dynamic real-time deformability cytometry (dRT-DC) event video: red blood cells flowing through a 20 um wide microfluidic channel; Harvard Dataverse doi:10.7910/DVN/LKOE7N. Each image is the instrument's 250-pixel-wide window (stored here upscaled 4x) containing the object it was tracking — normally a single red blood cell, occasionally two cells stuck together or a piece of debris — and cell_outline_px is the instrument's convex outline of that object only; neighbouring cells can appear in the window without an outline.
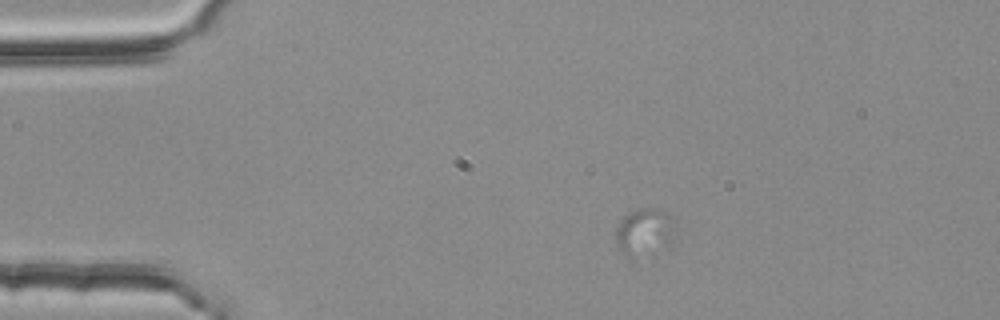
{"species": "common noctule bat (a hibernating species)", "species_latin": "Nyctalus noctula", "temperature_condition": "room temperature", "stored_images_in_passage": 53, "camera_frame_rate_fps": 3000, "um_per_image_px": 0.085, "animal": {"sex": "female", "body_mass_g": 25.1}, "frame": {"image": 1, "passage_image": 8, "time_ms": 2.333, "image_size_px": [1000, 320], "cell_outline_px": [[676, 244], [672, 248], [664, 252], [636, 260], [628, 260], [616, 244], [616, 224], [624, 216], [640, 208], [660, 208], [672, 220], [676, 232]], "centroid_in_image_um": [54.85, 19.85], "position_along_channel_um": 30.2, "area_um2": 17.86}}
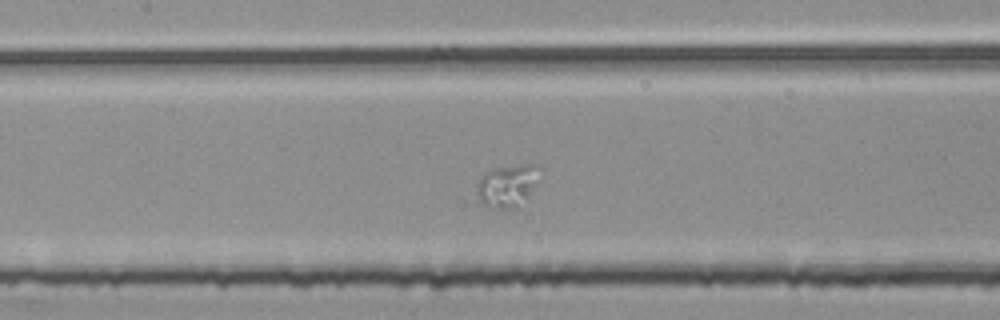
{"frame": {"image": 2, "passage_image": 24, "time_ms": 7.667, "image_size_px": [1000, 320], "cell_outline_px": [[540, 180], [528, 200], [516, 208], [488, 208], [480, 200], [476, 192], [476, 188], [484, 172], [496, 168], [524, 164], [540, 164]], "centroid_in_image_um": [43.21, 15.78], "position_along_channel_um": 164.2, "area_um2": 16.01}}
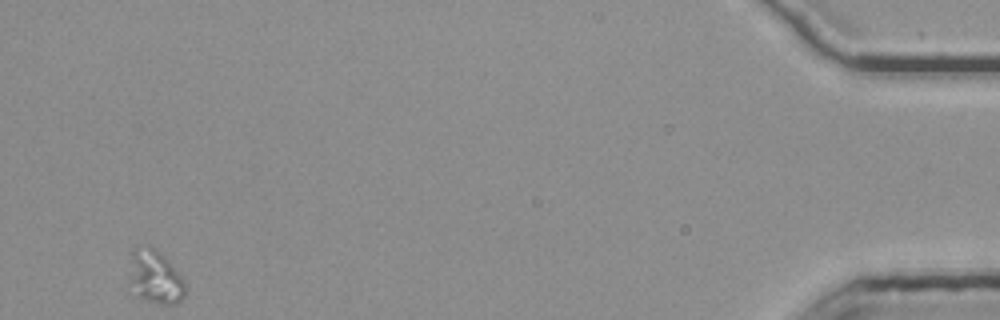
{"frame": {"image": 3, "passage_image": 53, "time_ms": 17.333, "image_size_px": [1000, 320], "cell_outline_px": [[188, 288], [184, 296], [176, 304], [160, 304], [132, 296], [128, 284], [132, 252], [136, 248], [156, 248], [168, 260], [184, 280]], "centroid_in_image_um": [13.17, 23.62], "position_along_channel_um": 422.0, "area_um2": 17.74}}